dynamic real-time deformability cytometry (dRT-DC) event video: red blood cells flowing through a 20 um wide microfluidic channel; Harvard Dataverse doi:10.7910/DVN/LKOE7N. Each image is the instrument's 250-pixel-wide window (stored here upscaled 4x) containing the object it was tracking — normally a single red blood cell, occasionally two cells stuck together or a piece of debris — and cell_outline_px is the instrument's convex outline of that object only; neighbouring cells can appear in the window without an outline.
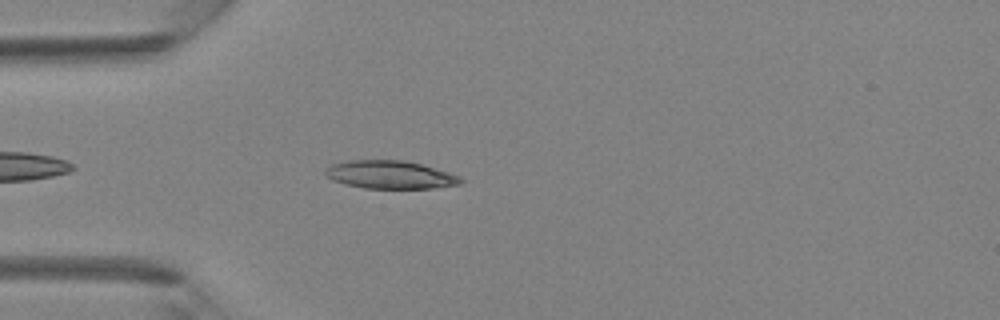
{"species": "Egyptian fruit bat (a non-hibernating species)", "species_latin": "Rousettus aegyptiacus", "temperature_condition": "room temperature", "stored_images_in_passage": 33, "camera_frame_rate_fps": 3000, "um_per_image_px": 0.085, "animal": {"sex": "female"}, "frame": {"image": 1, "passage_image": 3, "time_ms": 0.667, "image_size_px": [1000, 320], "cell_outline_px": [[464, 180], [460, 184], [432, 188], [364, 188], [332, 180], [324, 176], [324, 172], [332, 164], [348, 160], [400, 160], [420, 164], [448, 172], [460, 176]], "centroid_in_image_um": [33.15, 14.85], "position_along_channel_um": 51.9, "area_um2": 21.91}}
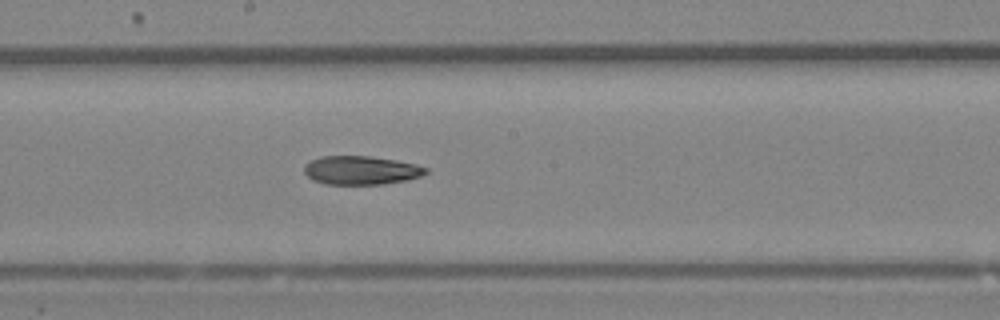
{"frame": {"image": 2, "passage_image": 14, "time_ms": 4.333, "image_size_px": [1000, 320], "cell_outline_px": [[428, 172], [420, 176], [408, 180], [384, 184], [324, 184], [312, 180], [304, 172], [304, 164], [320, 156], [368, 156], [396, 160], [416, 164], [428, 168]], "centroid_in_image_um": [30.69, 14.47], "position_along_channel_um": 217.5, "area_um2": 20.4}}
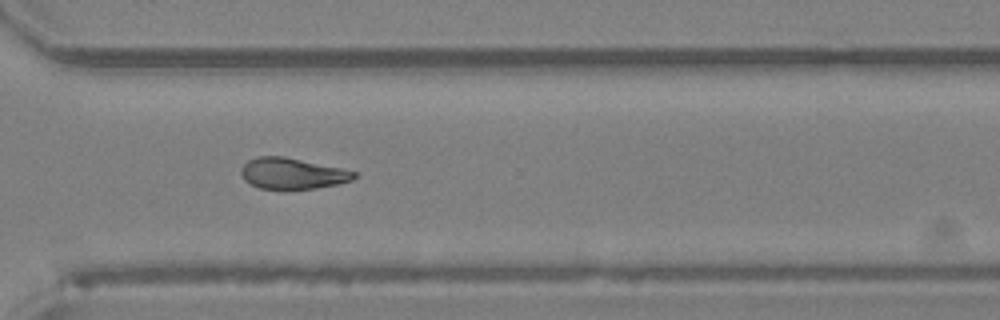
{"frame": {"image": 3, "passage_image": 22, "time_ms": 7.0, "image_size_px": [1000, 320], "cell_outline_px": [[356, 176], [352, 180], [336, 184], [316, 188], [284, 192], [260, 188], [244, 180], [240, 172], [240, 168], [248, 160], [256, 156], [284, 156], [340, 168], [356, 172]], "centroid_in_image_um": [24.79, 14.78], "position_along_channel_um": 345.8, "area_um2": 20.92}}